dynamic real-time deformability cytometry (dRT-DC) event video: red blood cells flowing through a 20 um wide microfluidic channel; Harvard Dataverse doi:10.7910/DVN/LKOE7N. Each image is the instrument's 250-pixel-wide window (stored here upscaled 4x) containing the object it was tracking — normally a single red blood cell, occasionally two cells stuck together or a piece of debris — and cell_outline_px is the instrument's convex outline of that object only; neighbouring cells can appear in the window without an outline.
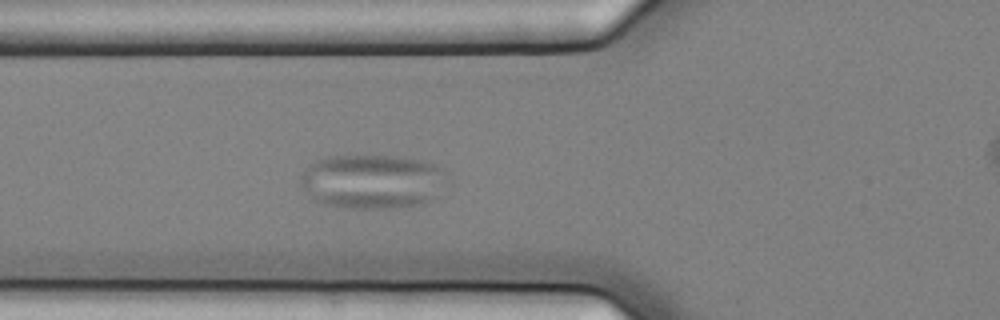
{"species": "common noctule bat (a hibernating species)", "species_latin": "Nyctalus noctula", "temperature_condition": "cold", "stored_images_in_passage": 51, "camera_frame_rate_fps": 3000, "um_per_image_px": 0.085, "animal": {"sex": "female", "body_mass_g": 25.1}, "frame": {"image": 1, "passage_image": 15, "time_ms": 4.667, "image_size_px": [1000, 320], "cell_outline_px": [[444, 172], [432, 200], [420, 204], [396, 208], [348, 208], [324, 204], [312, 200], [308, 196], [300, 180], [300, 176], [304, 168], [316, 160], [328, 156], [392, 156], [420, 160], [436, 164], [444, 168]], "centroid_in_image_um": [31.55, 15.42], "position_along_channel_um": 94.3, "area_um2": 46.01}}